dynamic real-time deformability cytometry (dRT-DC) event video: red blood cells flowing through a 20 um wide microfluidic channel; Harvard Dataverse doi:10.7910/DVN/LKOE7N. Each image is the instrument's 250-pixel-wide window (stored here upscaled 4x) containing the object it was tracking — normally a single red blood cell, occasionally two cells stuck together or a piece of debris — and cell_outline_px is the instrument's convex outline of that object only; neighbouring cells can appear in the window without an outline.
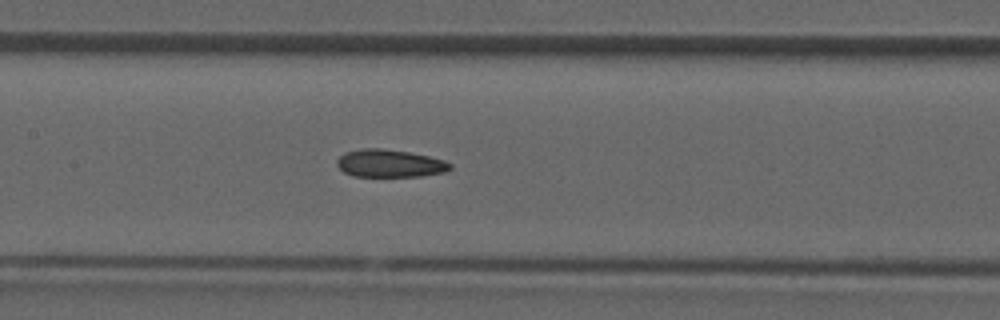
{"species": "common noctule bat (a hibernating species)", "species_latin": "Nyctalus noctula", "temperature_condition": "room temperature", "stored_images_in_passage": 30, "camera_frame_rate_fps": 3000, "um_per_image_px": 0.085, "animal": {"sex": "male", "forearm_length_mm": 52.5}, "frame": {"image": 1, "passage_image": 9, "time_ms": 2.667, "image_size_px": [1000, 320], "cell_outline_px": [[452, 168], [444, 172], [420, 176], [352, 176], [344, 172], [336, 164], [336, 160], [344, 152], [364, 148], [380, 148], [408, 152], [428, 156], [444, 160], [452, 164]], "centroid_in_image_um": [33.11, 13.88], "position_along_channel_um": 174.3, "area_um2": 18.21}}